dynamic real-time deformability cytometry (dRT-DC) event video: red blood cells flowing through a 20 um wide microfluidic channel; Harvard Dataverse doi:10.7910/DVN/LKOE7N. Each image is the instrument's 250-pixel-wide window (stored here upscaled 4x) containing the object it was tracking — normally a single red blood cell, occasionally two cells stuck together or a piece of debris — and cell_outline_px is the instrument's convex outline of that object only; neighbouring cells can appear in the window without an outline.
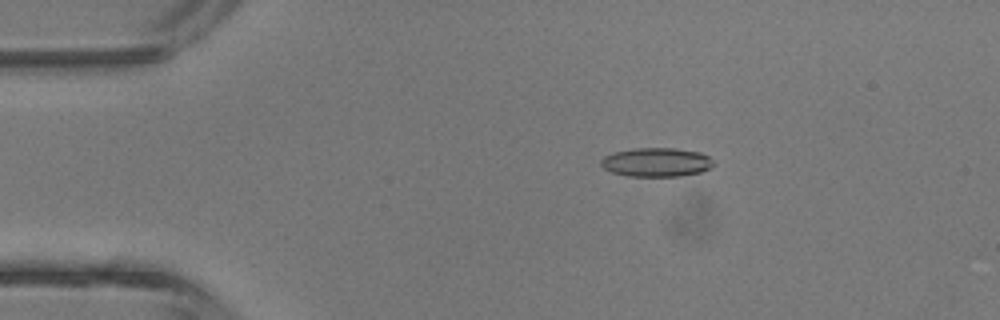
{"species": "common noctule bat (a hibernating species)", "species_latin": "Nyctalus noctula", "temperature_condition": "room temperature", "stored_images_in_passage": 4, "camera_frame_rate_fps": 3000, "um_per_image_px": 0.085, "animal": {"sex": "male", "body_mass_g": 13.3}, "frame": {"image": 1, "passage_image": 3, "time_ms": 2.333, "image_size_px": [1000, 320], "cell_outline_px": [[712, 164], [708, 168], [700, 172], [680, 176], [628, 176], [612, 172], [604, 168], [600, 164], [600, 160], [604, 156], [612, 152], [636, 148], [676, 148], [700, 152], [708, 156], [712, 160]], "centroid_in_image_um": [55.75, 13.78], "position_along_channel_um": 29.2, "area_um2": 18.9}}